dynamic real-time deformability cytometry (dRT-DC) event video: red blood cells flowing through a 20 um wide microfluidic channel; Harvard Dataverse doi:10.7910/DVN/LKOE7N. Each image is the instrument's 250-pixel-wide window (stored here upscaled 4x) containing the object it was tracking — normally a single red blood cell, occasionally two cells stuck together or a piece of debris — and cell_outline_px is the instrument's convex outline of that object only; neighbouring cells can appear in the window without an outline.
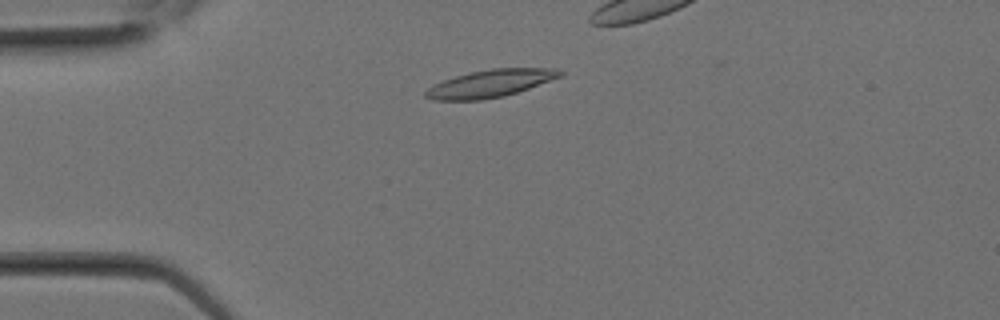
{"species": "Egyptian fruit bat (a non-hibernating species)", "species_latin": "Rousettus aegyptiacus", "temperature_condition": "room temperature", "stored_images_in_passage": 7, "camera_frame_rate_fps": 3000, "um_per_image_px": 0.085, "animal": {"sex": "female"}, "frame": {"image": 1, "passage_image": 3, "time_ms": 0.667, "image_size_px": [1000, 320], "cell_outline_px": [[564, 76], [504, 96], [480, 100], [432, 100], [424, 96], [424, 92], [432, 84], [456, 76], [472, 72], [492, 68], [556, 68], [564, 72]], "centroid_in_image_um": [41.68, 7.09], "position_along_channel_um": 43.3, "area_um2": 21.5}}